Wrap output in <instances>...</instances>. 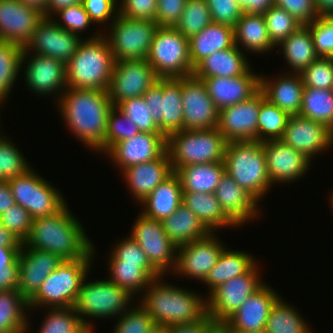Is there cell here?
<instances>
[{
	"mask_svg": "<svg viewBox=\"0 0 333 333\" xmlns=\"http://www.w3.org/2000/svg\"><path fill=\"white\" fill-rule=\"evenodd\" d=\"M21 247H0V269L8 265H18Z\"/></svg>",
	"mask_w": 333,
	"mask_h": 333,
	"instance_id": "cell-66",
	"label": "cell"
},
{
	"mask_svg": "<svg viewBox=\"0 0 333 333\" xmlns=\"http://www.w3.org/2000/svg\"><path fill=\"white\" fill-rule=\"evenodd\" d=\"M132 306L118 317L112 333H148L155 325L140 303Z\"/></svg>",
	"mask_w": 333,
	"mask_h": 333,
	"instance_id": "cell-53",
	"label": "cell"
},
{
	"mask_svg": "<svg viewBox=\"0 0 333 333\" xmlns=\"http://www.w3.org/2000/svg\"><path fill=\"white\" fill-rule=\"evenodd\" d=\"M55 15L56 17H52V20H54L58 26L76 35L87 31L91 24L94 25L82 3L62 8L57 11L54 16Z\"/></svg>",
	"mask_w": 333,
	"mask_h": 333,
	"instance_id": "cell-55",
	"label": "cell"
},
{
	"mask_svg": "<svg viewBox=\"0 0 333 333\" xmlns=\"http://www.w3.org/2000/svg\"><path fill=\"white\" fill-rule=\"evenodd\" d=\"M44 14L19 0H0V41L24 48Z\"/></svg>",
	"mask_w": 333,
	"mask_h": 333,
	"instance_id": "cell-25",
	"label": "cell"
},
{
	"mask_svg": "<svg viewBox=\"0 0 333 333\" xmlns=\"http://www.w3.org/2000/svg\"><path fill=\"white\" fill-rule=\"evenodd\" d=\"M244 13L263 14L274 6V0H237Z\"/></svg>",
	"mask_w": 333,
	"mask_h": 333,
	"instance_id": "cell-65",
	"label": "cell"
},
{
	"mask_svg": "<svg viewBox=\"0 0 333 333\" xmlns=\"http://www.w3.org/2000/svg\"><path fill=\"white\" fill-rule=\"evenodd\" d=\"M0 128V133H1ZM2 132L0 134V181L8 182L24 174L32 166L15 143Z\"/></svg>",
	"mask_w": 333,
	"mask_h": 333,
	"instance_id": "cell-46",
	"label": "cell"
},
{
	"mask_svg": "<svg viewBox=\"0 0 333 333\" xmlns=\"http://www.w3.org/2000/svg\"><path fill=\"white\" fill-rule=\"evenodd\" d=\"M274 5L285 9L302 25H308L320 16L314 0H274Z\"/></svg>",
	"mask_w": 333,
	"mask_h": 333,
	"instance_id": "cell-60",
	"label": "cell"
},
{
	"mask_svg": "<svg viewBox=\"0 0 333 333\" xmlns=\"http://www.w3.org/2000/svg\"><path fill=\"white\" fill-rule=\"evenodd\" d=\"M163 276L153 279L139 298L155 325L170 327L202 320L207 315L206 298L194 290L166 282L167 276Z\"/></svg>",
	"mask_w": 333,
	"mask_h": 333,
	"instance_id": "cell-3",
	"label": "cell"
},
{
	"mask_svg": "<svg viewBox=\"0 0 333 333\" xmlns=\"http://www.w3.org/2000/svg\"><path fill=\"white\" fill-rule=\"evenodd\" d=\"M212 22L211 12L205 0H187L183 13L174 27L190 39Z\"/></svg>",
	"mask_w": 333,
	"mask_h": 333,
	"instance_id": "cell-47",
	"label": "cell"
},
{
	"mask_svg": "<svg viewBox=\"0 0 333 333\" xmlns=\"http://www.w3.org/2000/svg\"><path fill=\"white\" fill-rule=\"evenodd\" d=\"M265 76L260 74V90L265 98L290 116L299 115L304 90L301 74L286 71L271 79Z\"/></svg>",
	"mask_w": 333,
	"mask_h": 333,
	"instance_id": "cell-30",
	"label": "cell"
},
{
	"mask_svg": "<svg viewBox=\"0 0 333 333\" xmlns=\"http://www.w3.org/2000/svg\"><path fill=\"white\" fill-rule=\"evenodd\" d=\"M15 203L25 208L33 219L53 215L66 204L61 191L33 167L8 181Z\"/></svg>",
	"mask_w": 333,
	"mask_h": 333,
	"instance_id": "cell-10",
	"label": "cell"
},
{
	"mask_svg": "<svg viewBox=\"0 0 333 333\" xmlns=\"http://www.w3.org/2000/svg\"><path fill=\"white\" fill-rule=\"evenodd\" d=\"M182 204L188 207L210 232L216 233L219 228H239L224 213L214 193L182 192Z\"/></svg>",
	"mask_w": 333,
	"mask_h": 333,
	"instance_id": "cell-36",
	"label": "cell"
},
{
	"mask_svg": "<svg viewBox=\"0 0 333 333\" xmlns=\"http://www.w3.org/2000/svg\"><path fill=\"white\" fill-rule=\"evenodd\" d=\"M265 283L225 321L233 333H264L271 308L281 297Z\"/></svg>",
	"mask_w": 333,
	"mask_h": 333,
	"instance_id": "cell-22",
	"label": "cell"
},
{
	"mask_svg": "<svg viewBox=\"0 0 333 333\" xmlns=\"http://www.w3.org/2000/svg\"><path fill=\"white\" fill-rule=\"evenodd\" d=\"M108 257V279L134 298H140L153 279L137 264H122L119 260Z\"/></svg>",
	"mask_w": 333,
	"mask_h": 333,
	"instance_id": "cell-42",
	"label": "cell"
},
{
	"mask_svg": "<svg viewBox=\"0 0 333 333\" xmlns=\"http://www.w3.org/2000/svg\"><path fill=\"white\" fill-rule=\"evenodd\" d=\"M83 0H47V18L54 17V14L62 8L81 4Z\"/></svg>",
	"mask_w": 333,
	"mask_h": 333,
	"instance_id": "cell-69",
	"label": "cell"
},
{
	"mask_svg": "<svg viewBox=\"0 0 333 333\" xmlns=\"http://www.w3.org/2000/svg\"><path fill=\"white\" fill-rule=\"evenodd\" d=\"M227 141L214 129L181 130L167 137V152L175 172L180 167L223 162Z\"/></svg>",
	"mask_w": 333,
	"mask_h": 333,
	"instance_id": "cell-6",
	"label": "cell"
},
{
	"mask_svg": "<svg viewBox=\"0 0 333 333\" xmlns=\"http://www.w3.org/2000/svg\"><path fill=\"white\" fill-rule=\"evenodd\" d=\"M116 107L137 126L140 132L161 133L143 96L123 100Z\"/></svg>",
	"mask_w": 333,
	"mask_h": 333,
	"instance_id": "cell-52",
	"label": "cell"
},
{
	"mask_svg": "<svg viewBox=\"0 0 333 333\" xmlns=\"http://www.w3.org/2000/svg\"><path fill=\"white\" fill-rule=\"evenodd\" d=\"M182 192L179 176L173 172L139 203L143 207L140 212L148 218L163 221L182 204Z\"/></svg>",
	"mask_w": 333,
	"mask_h": 333,
	"instance_id": "cell-32",
	"label": "cell"
},
{
	"mask_svg": "<svg viewBox=\"0 0 333 333\" xmlns=\"http://www.w3.org/2000/svg\"><path fill=\"white\" fill-rule=\"evenodd\" d=\"M167 236L179 247L211 233L200 219L184 204L163 221Z\"/></svg>",
	"mask_w": 333,
	"mask_h": 333,
	"instance_id": "cell-38",
	"label": "cell"
},
{
	"mask_svg": "<svg viewBox=\"0 0 333 333\" xmlns=\"http://www.w3.org/2000/svg\"><path fill=\"white\" fill-rule=\"evenodd\" d=\"M140 131L116 106L108 114L104 140V154L117 142L132 138Z\"/></svg>",
	"mask_w": 333,
	"mask_h": 333,
	"instance_id": "cell-51",
	"label": "cell"
},
{
	"mask_svg": "<svg viewBox=\"0 0 333 333\" xmlns=\"http://www.w3.org/2000/svg\"><path fill=\"white\" fill-rule=\"evenodd\" d=\"M89 274L84 278L73 306L83 324L94 325L95 319H117L132 306L134 297L125 289L108 278L88 282Z\"/></svg>",
	"mask_w": 333,
	"mask_h": 333,
	"instance_id": "cell-8",
	"label": "cell"
},
{
	"mask_svg": "<svg viewBox=\"0 0 333 333\" xmlns=\"http://www.w3.org/2000/svg\"><path fill=\"white\" fill-rule=\"evenodd\" d=\"M94 327L95 326L91 324H83L76 333H95Z\"/></svg>",
	"mask_w": 333,
	"mask_h": 333,
	"instance_id": "cell-74",
	"label": "cell"
},
{
	"mask_svg": "<svg viewBox=\"0 0 333 333\" xmlns=\"http://www.w3.org/2000/svg\"><path fill=\"white\" fill-rule=\"evenodd\" d=\"M237 45L217 51L202 60L195 68L197 78L236 77L246 74L251 62Z\"/></svg>",
	"mask_w": 333,
	"mask_h": 333,
	"instance_id": "cell-31",
	"label": "cell"
},
{
	"mask_svg": "<svg viewBox=\"0 0 333 333\" xmlns=\"http://www.w3.org/2000/svg\"><path fill=\"white\" fill-rule=\"evenodd\" d=\"M118 0H83L82 4L90 20L98 26L111 24L119 15ZM110 21V22H108Z\"/></svg>",
	"mask_w": 333,
	"mask_h": 333,
	"instance_id": "cell-59",
	"label": "cell"
},
{
	"mask_svg": "<svg viewBox=\"0 0 333 333\" xmlns=\"http://www.w3.org/2000/svg\"><path fill=\"white\" fill-rule=\"evenodd\" d=\"M204 333H231L230 327L225 322H212Z\"/></svg>",
	"mask_w": 333,
	"mask_h": 333,
	"instance_id": "cell-71",
	"label": "cell"
},
{
	"mask_svg": "<svg viewBox=\"0 0 333 333\" xmlns=\"http://www.w3.org/2000/svg\"><path fill=\"white\" fill-rule=\"evenodd\" d=\"M18 265H8L0 269V291L18 288Z\"/></svg>",
	"mask_w": 333,
	"mask_h": 333,
	"instance_id": "cell-63",
	"label": "cell"
},
{
	"mask_svg": "<svg viewBox=\"0 0 333 333\" xmlns=\"http://www.w3.org/2000/svg\"><path fill=\"white\" fill-rule=\"evenodd\" d=\"M148 333H168V327L164 325H154Z\"/></svg>",
	"mask_w": 333,
	"mask_h": 333,
	"instance_id": "cell-73",
	"label": "cell"
},
{
	"mask_svg": "<svg viewBox=\"0 0 333 333\" xmlns=\"http://www.w3.org/2000/svg\"><path fill=\"white\" fill-rule=\"evenodd\" d=\"M183 192L214 193L225 173L224 162L187 165L178 168Z\"/></svg>",
	"mask_w": 333,
	"mask_h": 333,
	"instance_id": "cell-40",
	"label": "cell"
},
{
	"mask_svg": "<svg viewBox=\"0 0 333 333\" xmlns=\"http://www.w3.org/2000/svg\"><path fill=\"white\" fill-rule=\"evenodd\" d=\"M15 200L8 182H0V215L7 208L15 205Z\"/></svg>",
	"mask_w": 333,
	"mask_h": 333,
	"instance_id": "cell-67",
	"label": "cell"
},
{
	"mask_svg": "<svg viewBox=\"0 0 333 333\" xmlns=\"http://www.w3.org/2000/svg\"><path fill=\"white\" fill-rule=\"evenodd\" d=\"M332 192H333V191H332ZM331 195H332V196L330 197L329 201L331 200L330 202H332V203H330V204H331V207L333 208V193H331Z\"/></svg>",
	"mask_w": 333,
	"mask_h": 333,
	"instance_id": "cell-75",
	"label": "cell"
},
{
	"mask_svg": "<svg viewBox=\"0 0 333 333\" xmlns=\"http://www.w3.org/2000/svg\"><path fill=\"white\" fill-rule=\"evenodd\" d=\"M23 242L0 224V247H22Z\"/></svg>",
	"mask_w": 333,
	"mask_h": 333,
	"instance_id": "cell-68",
	"label": "cell"
},
{
	"mask_svg": "<svg viewBox=\"0 0 333 333\" xmlns=\"http://www.w3.org/2000/svg\"><path fill=\"white\" fill-rule=\"evenodd\" d=\"M25 5L37 9L47 18V0H19Z\"/></svg>",
	"mask_w": 333,
	"mask_h": 333,
	"instance_id": "cell-72",
	"label": "cell"
},
{
	"mask_svg": "<svg viewBox=\"0 0 333 333\" xmlns=\"http://www.w3.org/2000/svg\"><path fill=\"white\" fill-rule=\"evenodd\" d=\"M23 47L0 41V106H3L11 95L16 79L20 75Z\"/></svg>",
	"mask_w": 333,
	"mask_h": 333,
	"instance_id": "cell-44",
	"label": "cell"
},
{
	"mask_svg": "<svg viewBox=\"0 0 333 333\" xmlns=\"http://www.w3.org/2000/svg\"><path fill=\"white\" fill-rule=\"evenodd\" d=\"M205 3L210 9L214 23L227 25L232 28H234L244 13L237 0H205Z\"/></svg>",
	"mask_w": 333,
	"mask_h": 333,
	"instance_id": "cell-58",
	"label": "cell"
},
{
	"mask_svg": "<svg viewBox=\"0 0 333 333\" xmlns=\"http://www.w3.org/2000/svg\"><path fill=\"white\" fill-rule=\"evenodd\" d=\"M304 88L333 89V58L318 57L302 73Z\"/></svg>",
	"mask_w": 333,
	"mask_h": 333,
	"instance_id": "cell-54",
	"label": "cell"
},
{
	"mask_svg": "<svg viewBox=\"0 0 333 333\" xmlns=\"http://www.w3.org/2000/svg\"><path fill=\"white\" fill-rule=\"evenodd\" d=\"M143 98L154 122L166 138L183 130L182 77L159 78Z\"/></svg>",
	"mask_w": 333,
	"mask_h": 333,
	"instance_id": "cell-12",
	"label": "cell"
},
{
	"mask_svg": "<svg viewBox=\"0 0 333 333\" xmlns=\"http://www.w3.org/2000/svg\"><path fill=\"white\" fill-rule=\"evenodd\" d=\"M22 68H24L23 71L25 70V75L23 74L21 78H25V84L29 87V91L31 90L39 97L40 95L44 97L53 95L57 103L68 88L66 64L57 59L37 53L31 54L23 48L20 73H22Z\"/></svg>",
	"mask_w": 333,
	"mask_h": 333,
	"instance_id": "cell-15",
	"label": "cell"
},
{
	"mask_svg": "<svg viewBox=\"0 0 333 333\" xmlns=\"http://www.w3.org/2000/svg\"><path fill=\"white\" fill-rule=\"evenodd\" d=\"M214 195L224 213L238 227L244 226L245 223H250L248 221L258 220V217L262 216L261 208H259L260 203L241 188L226 172L221 177Z\"/></svg>",
	"mask_w": 333,
	"mask_h": 333,
	"instance_id": "cell-27",
	"label": "cell"
},
{
	"mask_svg": "<svg viewBox=\"0 0 333 333\" xmlns=\"http://www.w3.org/2000/svg\"><path fill=\"white\" fill-rule=\"evenodd\" d=\"M282 296L271 308L264 333H315L296 307Z\"/></svg>",
	"mask_w": 333,
	"mask_h": 333,
	"instance_id": "cell-41",
	"label": "cell"
},
{
	"mask_svg": "<svg viewBox=\"0 0 333 333\" xmlns=\"http://www.w3.org/2000/svg\"><path fill=\"white\" fill-rule=\"evenodd\" d=\"M245 252L229 248H225L222 251L216 265L209 271L202 282L208 287L209 292L207 295L229 279L247 273L257 263L251 253Z\"/></svg>",
	"mask_w": 333,
	"mask_h": 333,
	"instance_id": "cell-37",
	"label": "cell"
},
{
	"mask_svg": "<svg viewBox=\"0 0 333 333\" xmlns=\"http://www.w3.org/2000/svg\"><path fill=\"white\" fill-rule=\"evenodd\" d=\"M78 219L66 204L53 215L33 219L30 234L23 243L29 248L59 255L64 260L95 257V245Z\"/></svg>",
	"mask_w": 333,
	"mask_h": 333,
	"instance_id": "cell-2",
	"label": "cell"
},
{
	"mask_svg": "<svg viewBox=\"0 0 333 333\" xmlns=\"http://www.w3.org/2000/svg\"><path fill=\"white\" fill-rule=\"evenodd\" d=\"M218 238V234L211 232L204 238L179 246L173 275L203 282L228 247Z\"/></svg>",
	"mask_w": 333,
	"mask_h": 333,
	"instance_id": "cell-17",
	"label": "cell"
},
{
	"mask_svg": "<svg viewBox=\"0 0 333 333\" xmlns=\"http://www.w3.org/2000/svg\"><path fill=\"white\" fill-rule=\"evenodd\" d=\"M187 0H157L155 22L159 26L174 27L179 21Z\"/></svg>",
	"mask_w": 333,
	"mask_h": 333,
	"instance_id": "cell-62",
	"label": "cell"
},
{
	"mask_svg": "<svg viewBox=\"0 0 333 333\" xmlns=\"http://www.w3.org/2000/svg\"><path fill=\"white\" fill-rule=\"evenodd\" d=\"M223 162L225 172L258 202L269 193L272 184L267 172L263 142L257 140L227 142Z\"/></svg>",
	"mask_w": 333,
	"mask_h": 333,
	"instance_id": "cell-5",
	"label": "cell"
},
{
	"mask_svg": "<svg viewBox=\"0 0 333 333\" xmlns=\"http://www.w3.org/2000/svg\"><path fill=\"white\" fill-rule=\"evenodd\" d=\"M95 257L64 260L43 281L37 293L28 301L29 310L74 306L81 284L90 272Z\"/></svg>",
	"mask_w": 333,
	"mask_h": 333,
	"instance_id": "cell-7",
	"label": "cell"
},
{
	"mask_svg": "<svg viewBox=\"0 0 333 333\" xmlns=\"http://www.w3.org/2000/svg\"><path fill=\"white\" fill-rule=\"evenodd\" d=\"M261 90L248 100L219 111L217 129L227 142L257 140Z\"/></svg>",
	"mask_w": 333,
	"mask_h": 333,
	"instance_id": "cell-24",
	"label": "cell"
},
{
	"mask_svg": "<svg viewBox=\"0 0 333 333\" xmlns=\"http://www.w3.org/2000/svg\"><path fill=\"white\" fill-rule=\"evenodd\" d=\"M63 122L84 146L103 154L108 114L114 107L107 90L68 87L55 103Z\"/></svg>",
	"mask_w": 333,
	"mask_h": 333,
	"instance_id": "cell-1",
	"label": "cell"
},
{
	"mask_svg": "<svg viewBox=\"0 0 333 333\" xmlns=\"http://www.w3.org/2000/svg\"><path fill=\"white\" fill-rule=\"evenodd\" d=\"M18 290L29 301L43 281L63 262L59 255L39 251L22 244L18 259Z\"/></svg>",
	"mask_w": 333,
	"mask_h": 333,
	"instance_id": "cell-26",
	"label": "cell"
},
{
	"mask_svg": "<svg viewBox=\"0 0 333 333\" xmlns=\"http://www.w3.org/2000/svg\"><path fill=\"white\" fill-rule=\"evenodd\" d=\"M276 48L290 68L289 73L301 74L319 57L315 50L312 33L307 25H301Z\"/></svg>",
	"mask_w": 333,
	"mask_h": 333,
	"instance_id": "cell-34",
	"label": "cell"
},
{
	"mask_svg": "<svg viewBox=\"0 0 333 333\" xmlns=\"http://www.w3.org/2000/svg\"><path fill=\"white\" fill-rule=\"evenodd\" d=\"M0 224L24 242L30 234L33 218L25 208L15 204L0 215Z\"/></svg>",
	"mask_w": 333,
	"mask_h": 333,
	"instance_id": "cell-57",
	"label": "cell"
},
{
	"mask_svg": "<svg viewBox=\"0 0 333 333\" xmlns=\"http://www.w3.org/2000/svg\"><path fill=\"white\" fill-rule=\"evenodd\" d=\"M158 27L155 21L118 15L110 24V31H104L103 35L107 38L115 61L146 59Z\"/></svg>",
	"mask_w": 333,
	"mask_h": 333,
	"instance_id": "cell-11",
	"label": "cell"
},
{
	"mask_svg": "<svg viewBox=\"0 0 333 333\" xmlns=\"http://www.w3.org/2000/svg\"><path fill=\"white\" fill-rule=\"evenodd\" d=\"M118 242V243H117ZM112 246L109 255L114 260H119L122 264H137L140 266L152 279L162 276V274L150 263L146 253L129 235L126 238L117 241Z\"/></svg>",
	"mask_w": 333,
	"mask_h": 333,
	"instance_id": "cell-48",
	"label": "cell"
},
{
	"mask_svg": "<svg viewBox=\"0 0 333 333\" xmlns=\"http://www.w3.org/2000/svg\"><path fill=\"white\" fill-rule=\"evenodd\" d=\"M234 39L235 45L244 53L261 55L276 48L269 37L263 14L243 13L234 26Z\"/></svg>",
	"mask_w": 333,
	"mask_h": 333,
	"instance_id": "cell-33",
	"label": "cell"
},
{
	"mask_svg": "<svg viewBox=\"0 0 333 333\" xmlns=\"http://www.w3.org/2000/svg\"><path fill=\"white\" fill-rule=\"evenodd\" d=\"M118 3L120 16L139 20L156 19L157 0H118Z\"/></svg>",
	"mask_w": 333,
	"mask_h": 333,
	"instance_id": "cell-61",
	"label": "cell"
},
{
	"mask_svg": "<svg viewBox=\"0 0 333 333\" xmlns=\"http://www.w3.org/2000/svg\"><path fill=\"white\" fill-rule=\"evenodd\" d=\"M173 173L167 150L157 159L124 169L121 174L137 204Z\"/></svg>",
	"mask_w": 333,
	"mask_h": 333,
	"instance_id": "cell-29",
	"label": "cell"
},
{
	"mask_svg": "<svg viewBox=\"0 0 333 333\" xmlns=\"http://www.w3.org/2000/svg\"><path fill=\"white\" fill-rule=\"evenodd\" d=\"M280 140L314 161L320 153L322 156L333 147V130L320 122L293 115L288 119Z\"/></svg>",
	"mask_w": 333,
	"mask_h": 333,
	"instance_id": "cell-19",
	"label": "cell"
},
{
	"mask_svg": "<svg viewBox=\"0 0 333 333\" xmlns=\"http://www.w3.org/2000/svg\"><path fill=\"white\" fill-rule=\"evenodd\" d=\"M257 263L245 274L229 279L206 297L207 315L214 322H225L265 282Z\"/></svg>",
	"mask_w": 333,
	"mask_h": 333,
	"instance_id": "cell-14",
	"label": "cell"
},
{
	"mask_svg": "<svg viewBox=\"0 0 333 333\" xmlns=\"http://www.w3.org/2000/svg\"><path fill=\"white\" fill-rule=\"evenodd\" d=\"M319 57L333 58V16H319L307 25Z\"/></svg>",
	"mask_w": 333,
	"mask_h": 333,
	"instance_id": "cell-56",
	"label": "cell"
},
{
	"mask_svg": "<svg viewBox=\"0 0 333 333\" xmlns=\"http://www.w3.org/2000/svg\"><path fill=\"white\" fill-rule=\"evenodd\" d=\"M45 309L47 316L44 315L37 333H76L83 325L73 306Z\"/></svg>",
	"mask_w": 333,
	"mask_h": 333,
	"instance_id": "cell-49",
	"label": "cell"
},
{
	"mask_svg": "<svg viewBox=\"0 0 333 333\" xmlns=\"http://www.w3.org/2000/svg\"><path fill=\"white\" fill-rule=\"evenodd\" d=\"M129 236L136 241L150 263L162 275L174 271L178 247L165 233L162 221L148 218L140 212L135 218Z\"/></svg>",
	"mask_w": 333,
	"mask_h": 333,
	"instance_id": "cell-13",
	"label": "cell"
},
{
	"mask_svg": "<svg viewBox=\"0 0 333 333\" xmlns=\"http://www.w3.org/2000/svg\"><path fill=\"white\" fill-rule=\"evenodd\" d=\"M146 60L159 78H181L194 73L189 40L175 27H158Z\"/></svg>",
	"mask_w": 333,
	"mask_h": 333,
	"instance_id": "cell-9",
	"label": "cell"
},
{
	"mask_svg": "<svg viewBox=\"0 0 333 333\" xmlns=\"http://www.w3.org/2000/svg\"><path fill=\"white\" fill-rule=\"evenodd\" d=\"M167 150V138L162 133L139 132L114 144L104 155L118 167L120 173L131 166L153 161Z\"/></svg>",
	"mask_w": 333,
	"mask_h": 333,
	"instance_id": "cell-23",
	"label": "cell"
},
{
	"mask_svg": "<svg viewBox=\"0 0 333 333\" xmlns=\"http://www.w3.org/2000/svg\"><path fill=\"white\" fill-rule=\"evenodd\" d=\"M159 77L146 59L115 61L108 88L113 106L127 99L143 96Z\"/></svg>",
	"mask_w": 333,
	"mask_h": 333,
	"instance_id": "cell-16",
	"label": "cell"
},
{
	"mask_svg": "<svg viewBox=\"0 0 333 333\" xmlns=\"http://www.w3.org/2000/svg\"><path fill=\"white\" fill-rule=\"evenodd\" d=\"M299 115L333 130V89L304 88Z\"/></svg>",
	"mask_w": 333,
	"mask_h": 333,
	"instance_id": "cell-43",
	"label": "cell"
},
{
	"mask_svg": "<svg viewBox=\"0 0 333 333\" xmlns=\"http://www.w3.org/2000/svg\"><path fill=\"white\" fill-rule=\"evenodd\" d=\"M320 16H333V0H314Z\"/></svg>",
	"mask_w": 333,
	"mask_h": 333,
	"instance_id": "cell-70",
	"label": "cell"
},
{
	"mask_svg": "<svg viewBox=\"0 0 333 333\" xmlns=\"http://www.w3.org/2000/svg\"><path fill=\"white\" fill-rule=\"evenodd\" d=\"M212 322L213 320L206 315L196 323L170 326L168 327V333H204Z\"/></svg>",
	"mask_w": 333,
	"mask_h": 333,
	"instance_id": "cell-64",
	"label": "cell"
},
{
	"mask_svg": "<svg viewBox=\"0 0 333 333\" xmlns=\"http://www.w3.org/2000/svg\"><path fill=\"white\" fill-rule=\"evenodd\" d=\"M263 16L269 37L275 46H278L302 25L285 9L275 5L263 13Z\"/></svg>",
	"mask_w": 333,
	"mask_h": 333,
	"instance_id": "cell-50",
	"label": "cell"
},
{
	"mask_svg": "<svg viewBox=\"0 0 333 333\" xmlns=\"http://www.w3.org/2000/svg\"><path fill=\"white\" fill-rule=\"evenodd\" d=\"M291 116L277 105L270 103L261 91L258 115V141L280 140Z\"/></svg>",
	"mask_w": 333,
	"mask_h": 333,
	"instance_id": "cell-45",
	"label": "cell"
},
{
	"mask_svg": "<svg viewBox=\"0 0 333 333\" xmlns=\"http://www.w3.org/2000/svg\"><path fill=\"white\" fill-rule=\"evenodd\" d=\"M189 40V56L195 68L202 60L235 45L234 28L212 22Z\"/></svg>",
	"mask_w": 333,
	"mask_h": 333,
	"instance_id": "cell-35",
	"label": "cell"
},
{
	"mask_svg": "<svg viewBox=\"0 0 333 333\" xmlns=\"http://www.w3.org/2000/svg\"><path fill=\"white\" fill-rule=\"evenodd\" d=\"M183 130L214 129L219 110L202 79L194 74L182 77Z\"/></svg>",
	"mask_w": 333,
	"mask_h": 333,
	"instance_id": "cell-18",
	"label": "cell"
},
{
	"mask_svg": "<svg viewBox=\"0 0 333 333\" xmlns=\"http://www.w3.org/2000/svg\"><path fill=\"white\" fill-rule=\"evenodd\" d=\"M28 311L18 289L0 291V333H31Z\"/></svg>",
	"mask_w": 333,
	"mask_h": 333,
	"instance_id": "cell-39",
	"label": "cell"
},
{
	"mask_svg": "<svg viewBox=\"0 0 333 333\" xmlns=\"http://www.w3.org/2000/svg\"><path fill=\"white\" fill-rule=\"evenodd\" d=\"M85 37L66 63L67 87L108 90L114 58L102 29Z\"/></svg>",
	"mask_w": 333,
	"mask_h": 333,
	"instance_id": "cell-4",
	"label": "cell"
},
{
	"mask_svg": "<svg viewBox=\"0 0 333 333\" xmlns=\"http://www.w3.org/2000/svg\"><path fill=\"white\" fill-rule=\"evenodd\" d=\"M83 40L81 34L76 35L58 26L52 18L44 17L24 49L30 53L52 57L66 64Z\"/></svg>",
	"mask_w": 333,
	"mask_h": 333,
	"instance_id": "cell-20",
	"label": "cell"
},
{
	"mask_svg": "<svg viewBox=\"0 0 333 333\" xmlns=\"http://www.w3.org/2000/svg\"><path fill=\"white\" fill-rule=\"evenodd\" d=\"M263 152L272 186L302 179L313 164L304 154L281 140L263 142Z\"/></svg>",
	"mask_w": 333,
	"mask_h": 333,
	"instance_id": "cell-21",
	"label": "cell"
},
{
	"mask_svg": "<svg viewBox=\"0 0 333 333\" xmlns=\"http://www.w3.org/2000/svg\"><path fill=\"white\" fill-rule=\"evenodd\" d=\"M250 69L236 77H211L202 79L217 109L230 107L248 100L260 90V74Z\"/></svg>",
	"mask_w": 333,
	"mask_h": 333,
	"instance_id": "cell-28",
	"label": "cell"
}]
</instances>
